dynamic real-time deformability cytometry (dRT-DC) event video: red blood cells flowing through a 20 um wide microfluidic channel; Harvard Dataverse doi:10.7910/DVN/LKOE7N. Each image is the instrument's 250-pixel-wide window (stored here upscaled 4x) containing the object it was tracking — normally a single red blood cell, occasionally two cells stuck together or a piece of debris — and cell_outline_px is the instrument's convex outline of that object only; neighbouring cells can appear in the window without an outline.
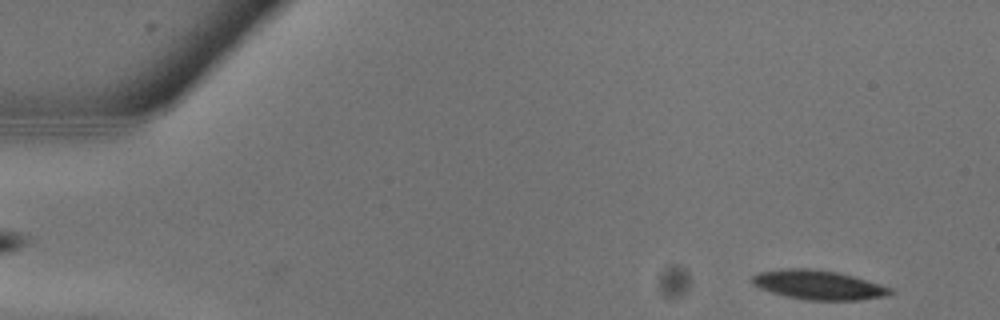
{"species": "common noctule bat (a hibernating species)", "species_latin": "Nyctalus noctula", "temperature_condition": "warm", "stored_images_in_passage": 8, "camera_frame_rate_fps": 3000, "um_per_image_px": 0.085, "animal": {"sex": "male", "body_mass_g": 13.3}, "frame": {"image": 1, "passage_image": 2, "time_ms": 0.333, "image_size_px": [1000, 320], "cell_outline_px": [[892, 292], [888, 296], [860, 300], [804, 300], [784, 296], [760, 288], [752, 284], [752, 276], [760, 272], [780, 268], [808, 268], [836, 272], [852, 276], [880, 284], [892, 288]], "centroid_in_image_um": [69.55, 24.22], "position_along_channel_um": 15.5, "area_um2": 23.58}}
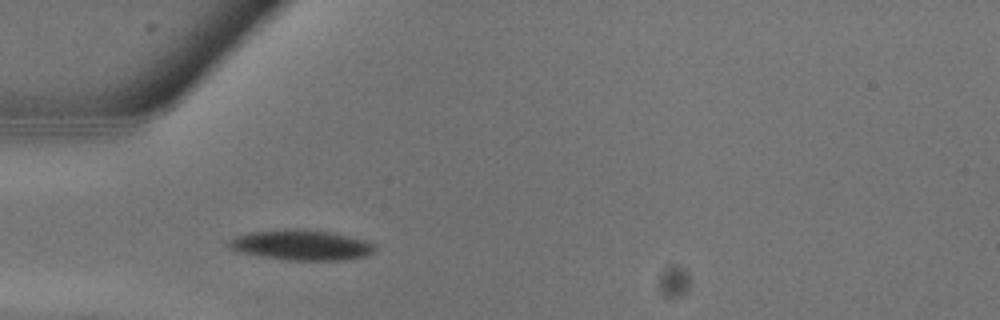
{"frame": {"image": 2, "passage_image": 8, "time_ms": 2.333, "image_size_px": [1000, 320], "cell_outline_px": [[376, 248], [372, 252], [364, 256], [344, 260], [288, 260], [260, 256], [240, 252], [228, 248], [228, 240], [232, 236], [248, 232], [284, 228], [304, 228], [332, 232], [352, 236], [368, 240], [376, 244]], "centroid_in_image_um": [25.59, 20.8], "position_along_channel_um": 59.4, "area_um2": 26.41}}